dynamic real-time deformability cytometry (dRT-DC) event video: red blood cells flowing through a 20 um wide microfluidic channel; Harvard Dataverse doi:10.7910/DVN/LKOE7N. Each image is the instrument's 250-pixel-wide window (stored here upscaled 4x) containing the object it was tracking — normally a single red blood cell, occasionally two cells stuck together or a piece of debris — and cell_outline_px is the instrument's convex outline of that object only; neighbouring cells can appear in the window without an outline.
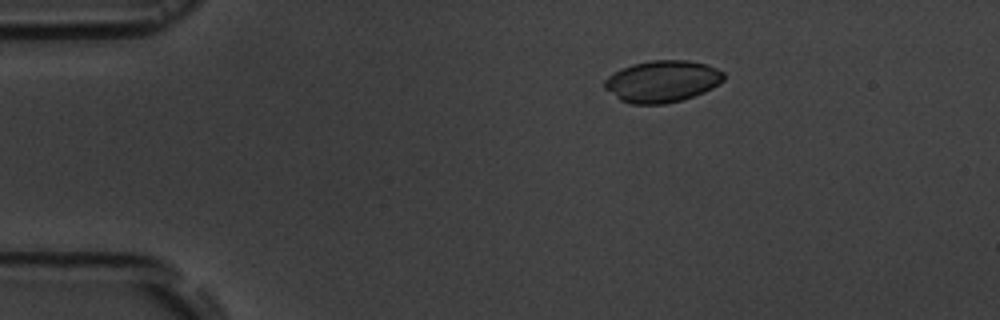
{"species": "common noctule bat (a hibernating species)", "species_latin": "Nyctalus noctula", "temperature_condition": "room temperature", "stored_images_in_passage": 4, "camera_frame_rate_fps": 3000, "um_per_image_px": 0.085, "animal": {"sex": "male", "body_mass_g": 19.5, "forearm_length_mm": 54.6}, "frame": {"image": 1, "passage_image": 1, "time_ms": 0.0, "image_size_px": [1000, 320], "cell_outline_px": [[724, 80], [720, 84], [704, 92], [680, 100], [664, 104], [632, 104], [620, 100], [604, 88], [604, 80], [608, 76], [632, 64], [652, 60], [688, 60], [708, 64], [724, 72]], "centroid_in_image_um": [56.31, 6.91], "position_along_channel_um": 28.7, "area_um2": 28.96}}